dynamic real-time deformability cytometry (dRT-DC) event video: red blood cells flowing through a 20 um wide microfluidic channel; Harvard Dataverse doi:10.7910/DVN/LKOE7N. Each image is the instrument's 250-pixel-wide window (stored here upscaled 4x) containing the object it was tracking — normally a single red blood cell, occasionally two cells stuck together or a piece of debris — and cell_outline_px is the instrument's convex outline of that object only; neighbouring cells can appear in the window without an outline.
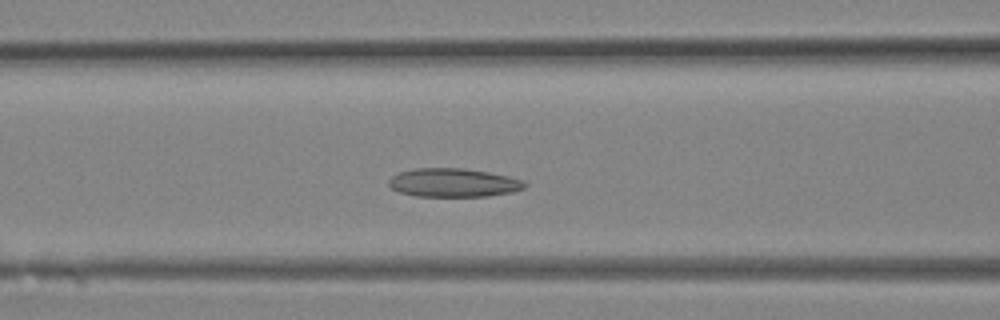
{"species": "Egyptian fruit bat (a non-hibernating species)", "species_latin": "Rousettus aegyptiacus", "temperature_condition": "room temperature", "stored_images_in_passage": 25, "camera_frame_rate_fps": 3000, "um_per_image_px": 0.085, "animal": {"sex": "female"}, "frame": {"image": 1, "passage_image": 7, "time_ms": 2.0, "image_size_px": [1000, 320], "cell_outline_px": [[528, 184], [524, 188], [512, 192], [488, 196], [416, 196], [400, 192], [392, 188], [388, 184], [388, 180], [392, 176], [400, 172], [416, 168], [464, 168], [488, 172], [508, 176], [524, 180]], "centroid_in_image_um": [38.56, 15.52], "position_along_channel_um": 128.0, "area_um2": 22.66}}
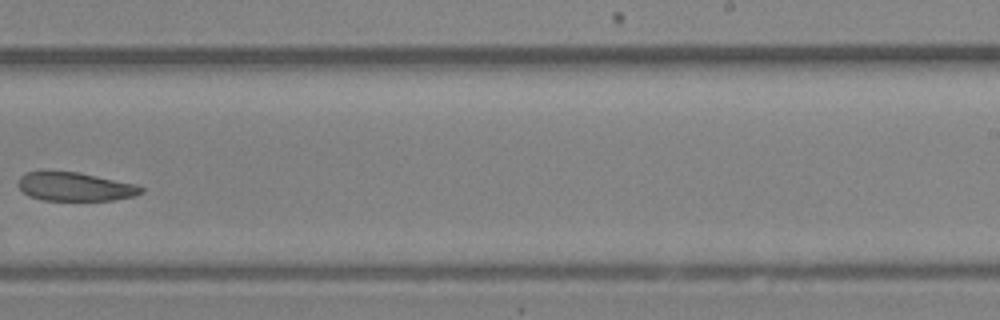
{"frame": {"image": 2, "passage_image": 14, "time_ms": 4.333, "image_size_px": [1000, 320], "cell_outline_px": [[144, 192], [132, 196], [112, 200], [44, 200], [28, 196], [16, 184], [20, 176], [24, 172], [48, 168], [76, 172], [136, 184], [144, 188]], "centroid_in_image_um": [6.28, 15.82], "position_along_channel_um": 282.7, "area_um2": 21.04}}
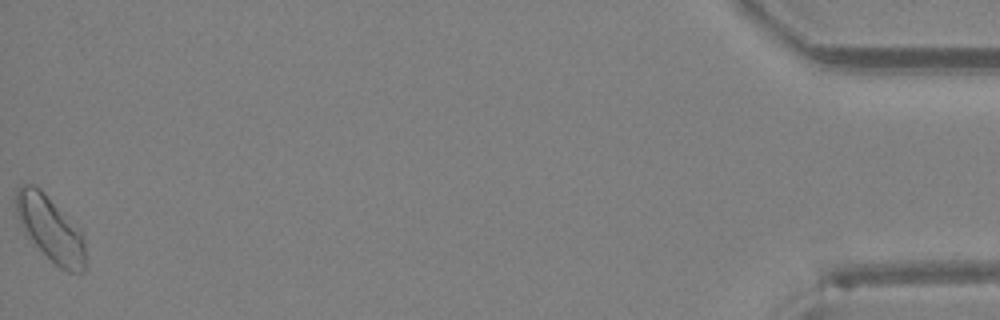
{"frame": {"image": 3, "passage_image": 25, "time_ms": 8.0, "image_size_px": [1000, 320], "cell_outline_px": [[88, 268], [84, 272], [68, 272], [60, 268], [36, 244], [20, 224], [12, 204], [16, 188], [20, 184], [32, 184], [40, 188], [84, 232]], "centroid_in_image_um": [4.32, 19.41], "position_along_channel_um": 430.9, "area_um2": 26.93}}